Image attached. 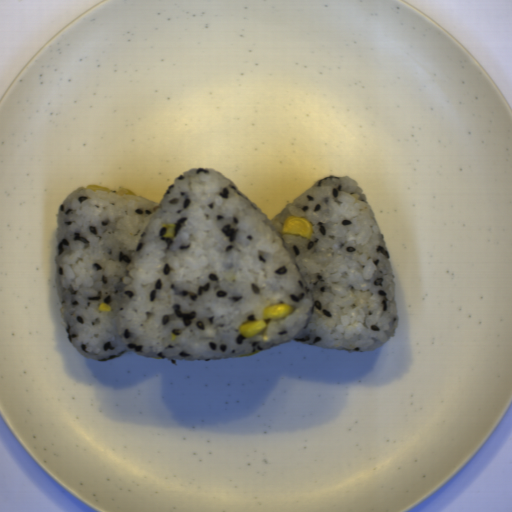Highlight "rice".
<instances>
[{
  "instance_id": "obj_1",
  "label": "rice",
  "mask_w": 512,
  "mask_h": 512,
  "mask_svg": "<svg viewBox=\"0 0 512 512\" xmlns=\"http://www.w3.org/2000/svg\"><path fill=\"white\" fill-rule=\"evenodd\" d=\"M118 191L79 186L58 213L54 284L83 358L211 361L290 341L364 352L395 336L388 247L349 175L326 176L271 220L212 168L173 178L160 203ZM290 215L311 223L310 239L282 234ZM282 302L294 311L262 317ZM256 319L267 326L246 339L238 327Z\"/></svg>"
}]
</instances>
